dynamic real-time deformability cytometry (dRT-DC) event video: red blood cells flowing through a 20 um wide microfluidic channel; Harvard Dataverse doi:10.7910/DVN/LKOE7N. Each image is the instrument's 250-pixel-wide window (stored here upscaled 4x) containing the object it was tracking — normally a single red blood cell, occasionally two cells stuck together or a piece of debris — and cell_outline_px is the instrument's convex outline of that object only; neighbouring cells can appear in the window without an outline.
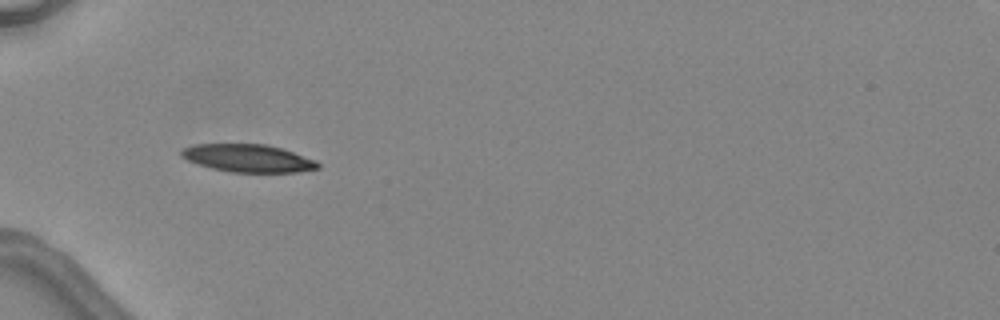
{"species": "common noctule bat (a hibernating species)", "species_latin": "Nyctalus noctula", "temperature_condition": "warm", "stored_images_in_passage": 5, "camera_frame_rate_fps": 3000, "um_per_image_px": 0.085, "animal": {"sex": "female", "body_mass_g": 24.6, "forearm_length_mm": 56.2}, "frame": {"image": 1, "passage_image": 4, "time_ms": 4.333, "image_size_px": [1000, 320], "cell_outline_px": [[320, 168], [296, 172], [232, 172], [212, 168], [188, 160], [180, 156], [180, 152], [184, 148], [196, 144], [268, 144], [284, 148], [316, 160], [320, 164]], "centroid_in_image_um": [21.14, 13.44], "position_along_channel_um": 63.9, "area_um2": 22.08}}